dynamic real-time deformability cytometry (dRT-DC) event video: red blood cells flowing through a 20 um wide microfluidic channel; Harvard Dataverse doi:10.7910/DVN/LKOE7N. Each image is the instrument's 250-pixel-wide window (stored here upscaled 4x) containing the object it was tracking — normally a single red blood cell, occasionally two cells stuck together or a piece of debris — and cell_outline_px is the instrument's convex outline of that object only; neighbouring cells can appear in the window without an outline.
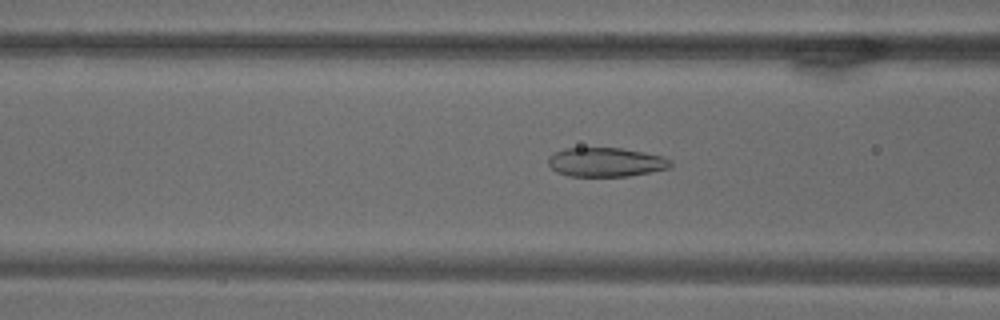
{"species": "common noctule bat (a hibernating species)", "species_latin": "Nyctalus noctula", "temperature_condition": "warm", "stored_images_in_passage": 69, "camera_frame_rate_fps": 3000, "um_per_image_px": 0.085, "animal": {"sex": "male", "body_mass_g": 18.8}, "frame": {"image": 1, "passage_image": 26, "time_ms": 8.333, "image_size_px": [1000, 320], "cell_outline_px": [[672, 168], [628, 176], [568, 176], [556, 172], [548, 164], [548, 156], [552, 152], [564, 148], [620, 148], [644, 152], [660, 156], [672, 160]], "centroid_in_image_um": [51.48, 13.78], "position_along_channel_um": 115.1, "area_um2": 20.92}}
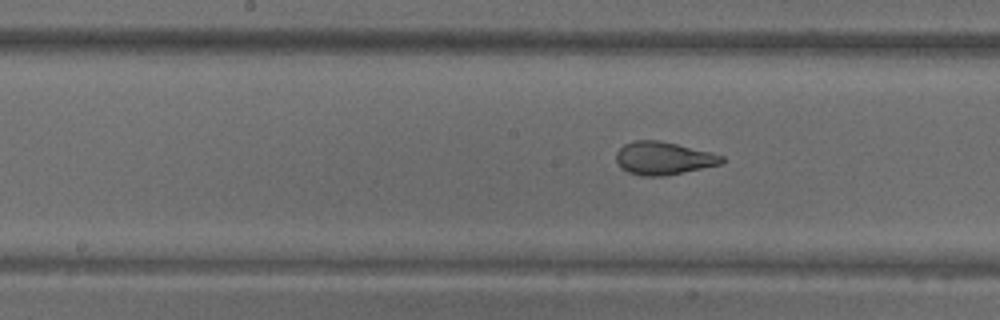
{"frame": {"image": 2, "passage_image": 34, "time_ms": 11.0, "image_size_px": [1000, 320], "cell_outline_px": [[724, 160], [720, 164], [660, 176], [640, 176], [628, 172], [620, 168], [616, 160], [616, 152], [624, 144], [636, 140], [660, 140], [712, 152], [724, 156]], "centroid_in_image_um": [56.35, 13.43], "position_along_channel_um": 191.8, "area_um2": 20.11}}
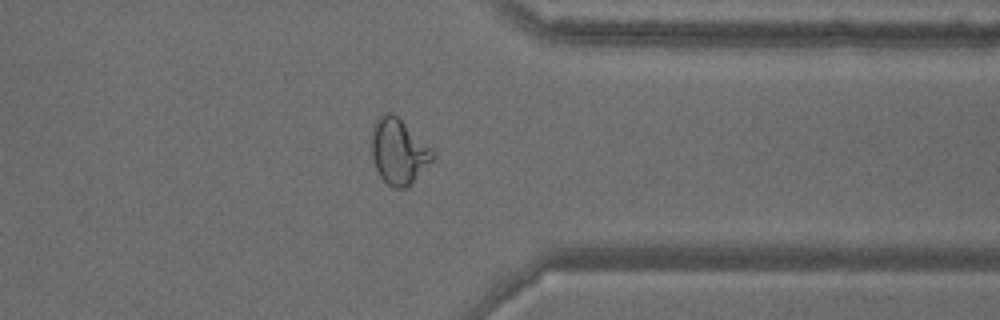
{"frame": {"image": 3, "passage_image": 54, "time_ms": 17.667, "image_size_px": [1000, 320], "cell_outline_px": [[436, 156], [404, 188], [392, 188], [380, 176], [376, 168], [372, 156], [372, 132], [380, 116], [384, 112], [392, 112], [432, 148], [436, 152]], "centroid_in_image_um": [33.88, 12.86], "position_along_channel_um": 377.5, "area_um2": 22.66}}